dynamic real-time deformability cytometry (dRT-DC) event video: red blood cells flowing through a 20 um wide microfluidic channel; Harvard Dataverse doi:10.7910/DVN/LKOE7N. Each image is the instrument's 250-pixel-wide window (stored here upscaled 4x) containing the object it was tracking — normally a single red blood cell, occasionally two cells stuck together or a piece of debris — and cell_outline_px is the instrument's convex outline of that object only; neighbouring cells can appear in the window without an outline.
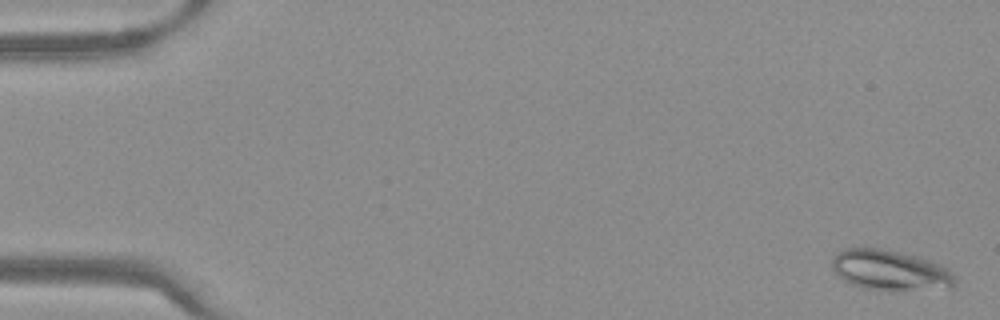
{"species": "Egyptian fruit bat (a non-hibernating species)", "species_latin": "Rousettus aegyptiacus", "temperature_condition": "warm", "stored_images_in_passage": 51, "camera_frame_rate_fps": 3000, "um_per_image_px": 0.085, "frame": {"image": 1, "passage_image": 2, "time_ms": 0.333, "image_size_px": [1000, 320], "cell_outline_px": [[956, 284], [952, 288], [892, 292], [888, 292], [864, 288], [852, 284], [844, 280], [832, 268], [832, 256], [844, 248], [880, 248], [904, 252], [932, 260], [948, 268], [952, 272], [956, 280]], "centroid_in_image_um": [75.72, 22.99], "position_along_channel_um": 9.3, "area_um2": 29.77}}
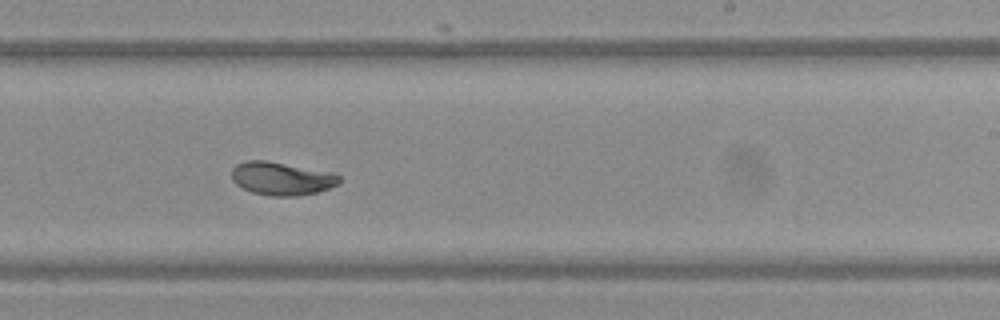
{"frame": {"image": 2, "passage_image": 32, "time_ms": 10.333, "image_size_px": [1000, 320], "cell_outline_px": [[340, 184], [316, 192], [296, 196], [272, 196], [252, 192], [236, 184], [232, 180], [232, 168], [236, 164], [248, 160], [264, 160], [336, 172], [340, 176]], "centroid_in_image_um": [23.97, 15.16], "position_along_channel_um": 265.0, "area_um2": 20.92}}
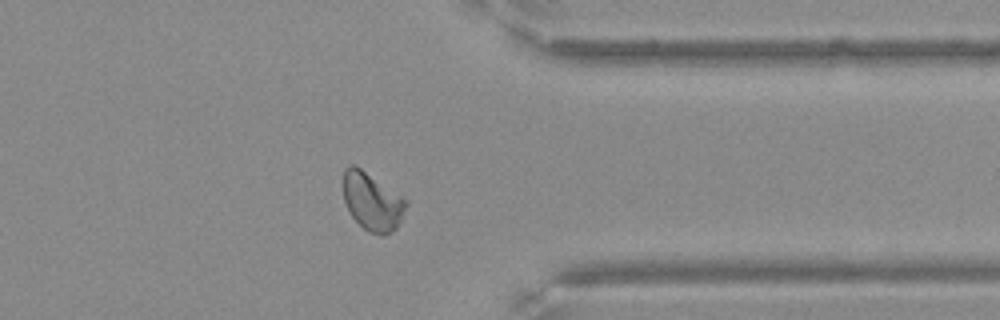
{"frame": {"image": 3, "passage_image": 41, "time_ms": 13.333, "image_size_px": [1000, 320], "cell_outline_px": [[408, 204], [396, 228], [392, 232], [384, 236], [380, 236], [368, 232], [348, 212], [344, 200], [344, 168], [348, 164], [356, 164], [408, 200]], "centroid_in_image_um": [31.64, 17.12], "position_along_channel_um": 379.8, "area_um2": 21.39}}